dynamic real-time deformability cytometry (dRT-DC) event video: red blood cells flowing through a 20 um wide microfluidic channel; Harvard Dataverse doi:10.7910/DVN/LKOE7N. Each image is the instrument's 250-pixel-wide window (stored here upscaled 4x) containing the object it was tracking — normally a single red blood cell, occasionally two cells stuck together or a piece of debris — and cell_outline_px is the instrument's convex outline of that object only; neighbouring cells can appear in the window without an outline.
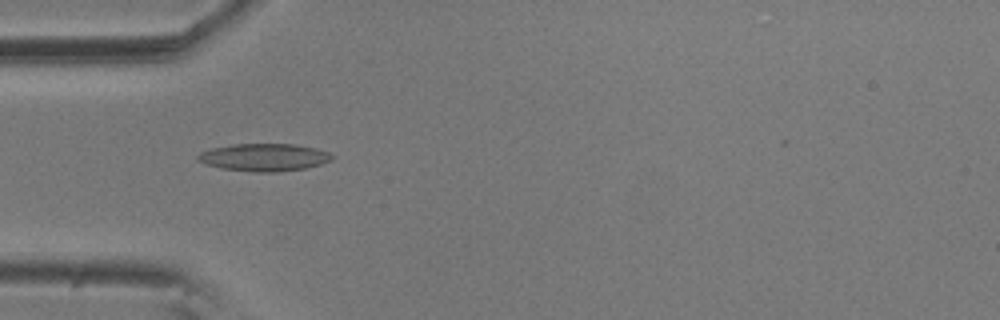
{"species": "common noctule bat (a hibernating species)", "species_latin": "Nyctalus noctula", "temperature_condition": "room temperature", "stored_images_in_passage": 6, "camera_frame_rate_fps": 3000, "um_per_image_px": 0.085, "animal": {"sex": "male", "body_mass_g": 20.5, "forearm_length_mm": 52.5}, "frame": {"image": 1, "passage_image": 5, "time_ms": 1.333, "image_size_px": [1000, 320], "cell_outline_px": [[336, 156], [332, 160], [320, 164], [304, 168], [276, 172], [256, 172], [220, 168], [204, 164], [196, 160], [196, 156], [200, 152], [212, 148], [232, 144], [296, 144], [316, 148], [328, 152]], "centroid_in_image_um": [22.43, 13.37], "position_along_channel_um": 62.6, "area_um2": 21.68}}
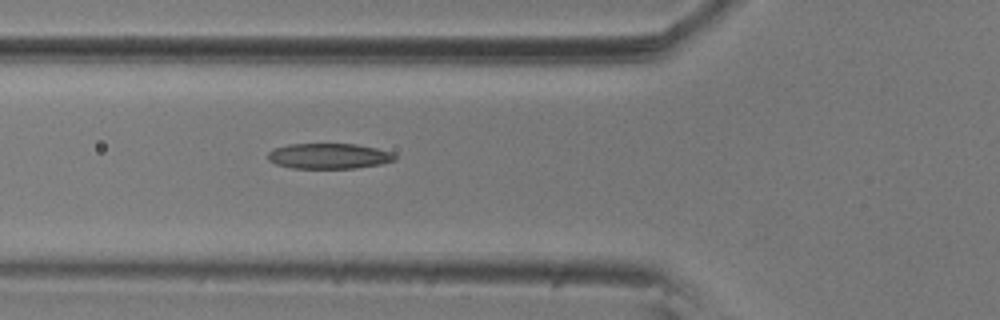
{"frame": {"image": 2, "passage_image": 6, "time_ms": 1.667, "image_size_px": [1000, 320], "cell_outline_px": [[396, 160], [380, 164], [356, 168], [292, 168], [276, 164], [268, 160], [268, 152], [272, 148], [288, 144], [356, 144], [376, 148], [392, 152], [396, 156]], "centroid_in_image_um": [27.94, 13.26], "position_along_channel_um": 97.9, "area_um2": 18.9}}